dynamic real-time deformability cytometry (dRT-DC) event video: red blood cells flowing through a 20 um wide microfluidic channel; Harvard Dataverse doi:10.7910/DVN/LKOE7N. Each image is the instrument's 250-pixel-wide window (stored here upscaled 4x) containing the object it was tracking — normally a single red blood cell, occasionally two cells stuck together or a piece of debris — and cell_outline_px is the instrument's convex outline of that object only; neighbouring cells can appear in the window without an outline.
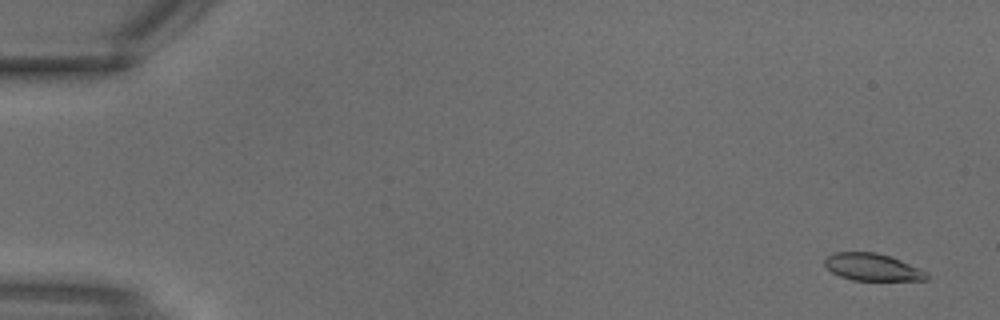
{"species": "common noctule bat (a hibernating species)", "species_latin": "Nyctalus noctula", "temperature_condition": "warm", "stored_images_in_passage": 3, "camera_frame_rate_fps": 3000, "um_per_image_px": 0.085, "animal": {"sex": "male", "body_mass_g": 18.8}, "frame": {"image": 1, "passage_image": 1, "time_ms": 0.0, "image_size_px": [1000, 320], "cell_outline_px": [[928, 280], [852, 280], [840, 276], [832, 272], [824, 264], [824, 260], [828, 256], [836, 252], [876, 252], [900, 260], [928, 272]], "centroid_in_image_um": [74.16, 22.71], "position_along_channel_um": 10.8, "area_um2": 16.01}}
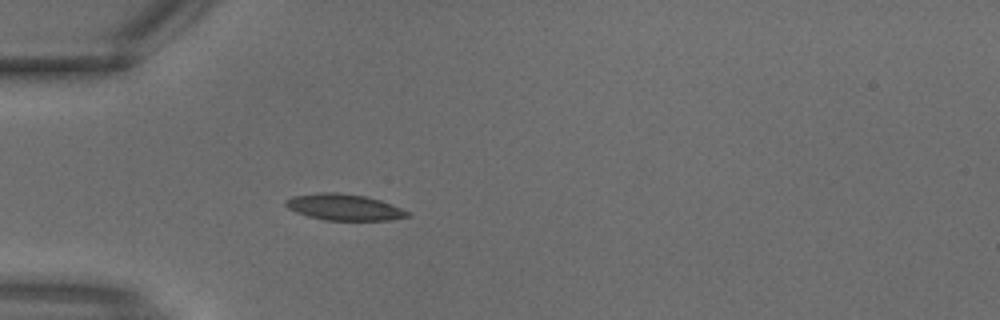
{"frame": {"image": 2, "passage_image": 3, "time_ms": 0.667, "image_size_px": [1000, 320], "cell_outline_px": [[412, 216], [388, 220], [324, 220], [308, 216], [296, 212], [288, 208], [284, 204], [284, 200], [292, 196], [320, 192], [336, 192], [364, 196], [380, 200], [392, 204], [408, 212]], "centroid_in_image_um": [29.22, 17.61], "position_along_channel_um": 55.8, "area_um2": 18.61}}